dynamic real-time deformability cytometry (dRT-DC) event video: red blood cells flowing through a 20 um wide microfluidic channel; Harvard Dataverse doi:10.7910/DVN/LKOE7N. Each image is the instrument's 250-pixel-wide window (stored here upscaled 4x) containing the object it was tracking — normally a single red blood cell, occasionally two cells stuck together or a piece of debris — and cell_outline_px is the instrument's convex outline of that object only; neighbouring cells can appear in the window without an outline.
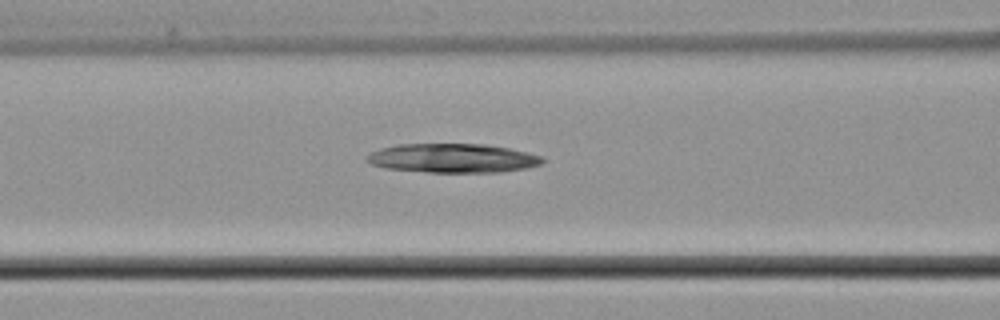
{"species": "common noctule bat (a hibernating species)", "species_latin": "Nyctalus noctula", "temperature_condition": "cold", "stored_images_in_passage": 7, "camera_frame_rate_fps": 3000, "um_per_image_px": 0.085, "animal": {"sex": "male", "body_mass_g": 21.5, "forearm_length_mm": 52.0}, "frame": {"image": 1, "passage_image": 7, "time_ms": 8.0, "image_size_px": [1000, 320], "cell_outline_px": [[544, 160], [540, 164], [528, 168], [500, 172], [428, 172], [384, 168], [372, 164], [368, 160], [368, 156], [372, 152], [380, 148], [396, 144], [484, 144], [508, 148], [544, 156]], "centroid_in_image_um": [38.51, 13.44], "position_along_channel_um": 128.1, "area_um2": 29.65}}